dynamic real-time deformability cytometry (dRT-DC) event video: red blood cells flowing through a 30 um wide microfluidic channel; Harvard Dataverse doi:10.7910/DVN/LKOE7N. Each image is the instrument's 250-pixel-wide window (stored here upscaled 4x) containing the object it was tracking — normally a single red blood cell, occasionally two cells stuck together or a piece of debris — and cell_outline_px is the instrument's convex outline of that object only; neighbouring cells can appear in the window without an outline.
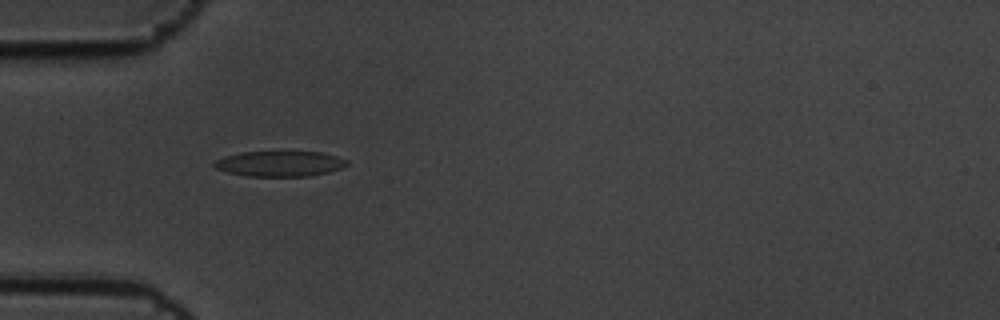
{"species": "common noctule bat (a hibernating species)", "species_latin": "Nyctalus noctula", "temperature_condition": "cold", "stored_images_in_passage": 5, "camera_frame_rate_fps": 3000, "um_per_image_px": 0.085, "animal": {"sex": "male", "body_mass_g": 19.5, "forearm_length_mm": 54.6}, "frame": {"image": 1, "passage_image": 4, "time_ms": 1.0, "image_size_px": [1000, 320], "cell_outline_px": [[348, 164], [340, 168], [328, 172], [312, 176], [248, 176], [228, 172], [216, 168], [212, 164], [216, 160], [224, 156], [240, 152], [280, 148], [320, 152], [336, 156], [348, 160]], "centroid_in_image_um": [23.78, 13.85], "position_along_channel_um": 61.2, "area_um2": 20.69}}
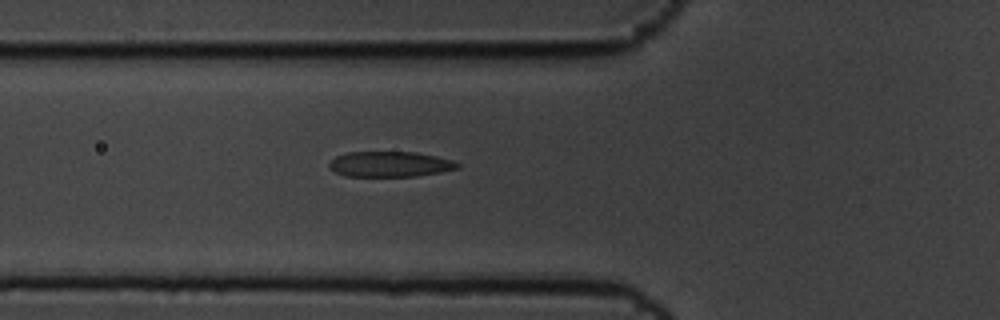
{"frame": {"image": 2, "passage_image": 5, "time_ms": 1.333, "image_size_px": [1000, 320], "cell_outline_px": [[460, 168], [440, 172], [416, 176], [348, 176], [336, 172], [328, 168], [328, 164], [336, 156], [348, 152], [416, 152], [436, 156], [452, 160], [460, 164]], "centroid_in_image_um": [33.15, 13.95], "position_along_channel_um": 92.6, "area_um2": 18.96}}